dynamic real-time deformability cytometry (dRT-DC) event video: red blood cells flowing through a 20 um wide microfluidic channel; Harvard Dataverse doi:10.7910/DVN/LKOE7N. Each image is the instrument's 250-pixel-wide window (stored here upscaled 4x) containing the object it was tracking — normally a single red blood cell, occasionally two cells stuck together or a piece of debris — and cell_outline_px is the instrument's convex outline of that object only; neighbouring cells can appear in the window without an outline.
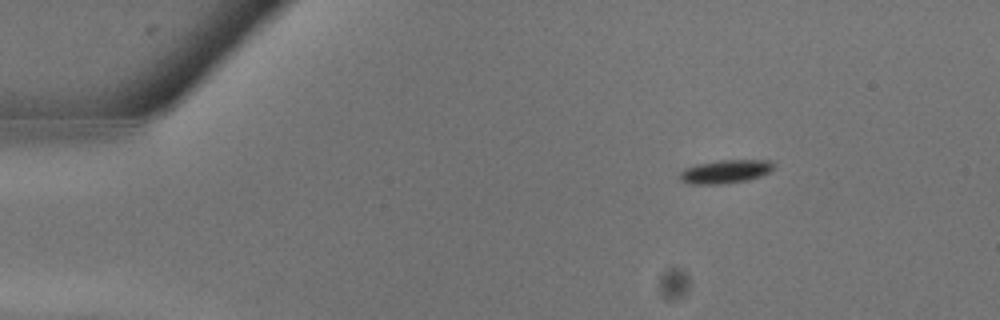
{"species": "common noctule bat (a hibernating species)", "species_latin": "Nyctalus noctula", "temperature_condition": "warm", "stored_images_in_passage": 11, "camera_frame_rate_fps": 3000, "um_per_image_px": 0.085, "animal": {"sex": "male", "body_mass_g": 13.3}, "frame": {"image": 1, "passage_image": 5, "time_ms": 1.333, "image_size_px": [1000, 320], "cell_outline_px": [[772, 168], [768, 172], [760, 176], [748, 180], [720, 184], [688, 184], [680, 180], [680, 172], [684, 168], [696, 164], [720, 160], [768, 160], [772, 164]], "centroid_in_image_um": [61.59, 14.58], "position_along_channel_um": 23.4, "area_um2": 12.72}}
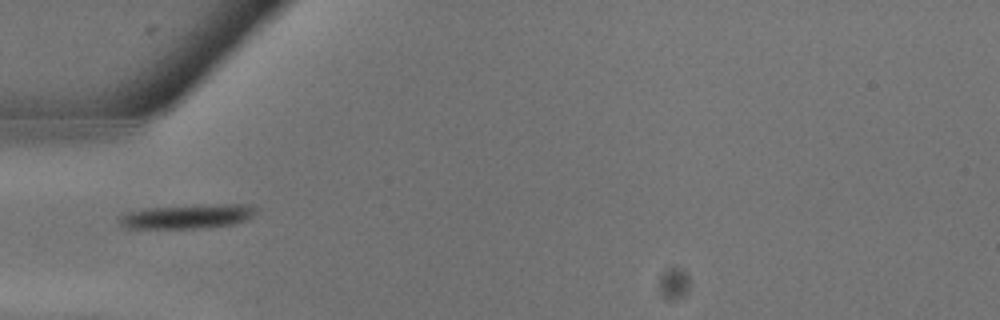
{"frame": {"image": 2, "passage_image": 10, "time_ms": 3.0, "image_size_px": [1000, 320], "cell_outline_px": [[256, 212], [248, 220], [232, 224], [208, 228], [124, 228], [120, 224], [120, 216], [124, 212], [140, 208], [200, 204], [248, 204], [256, 208]], "centroid_in_image_um": [15.92, 18.38], "position_along_channel_um": 69.1, "area_um2": 19.83}}